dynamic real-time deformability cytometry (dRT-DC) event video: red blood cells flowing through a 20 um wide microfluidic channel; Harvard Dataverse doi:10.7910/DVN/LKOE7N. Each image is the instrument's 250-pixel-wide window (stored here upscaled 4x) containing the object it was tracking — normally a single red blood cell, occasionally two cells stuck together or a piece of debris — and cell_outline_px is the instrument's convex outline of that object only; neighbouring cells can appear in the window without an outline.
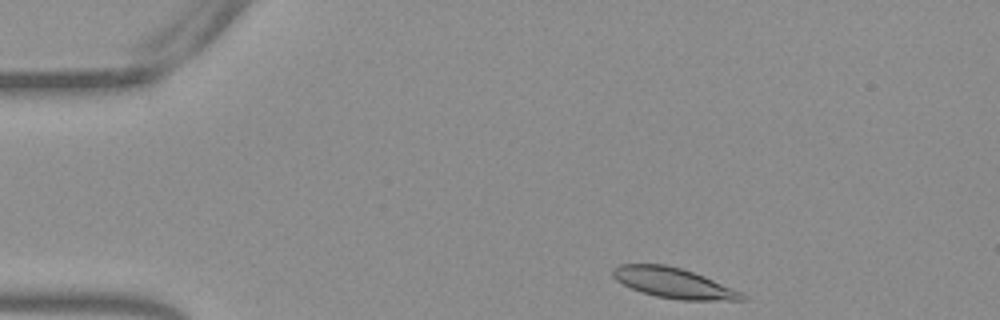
{"species": "Egyptian fruit bat (a non-hibernating species)", "species_latin": "Rousettus aegyptiacus", "temperature_condition": "warm", "stored_images_in_passage": 39, "camera_frame_rate_fps": 3000, "um_per_image_px": 0.085, "frame": {"image": 1, "passage_image": 1, "time_ms": 0.0, "image_size_px": [1000, 320], "cell_outline_px": [[748, 296], [744, 300], [680, 300], [656, 296], [640, 292], [616, 280], [612, 276], [612, 268], [620, 264], [668, 264], [704, 276], [732, 288]], "centroid_in_image_um": [57.22, 24.05], "position_along_channel_um": 27.8, "area_um2": 22.66}}
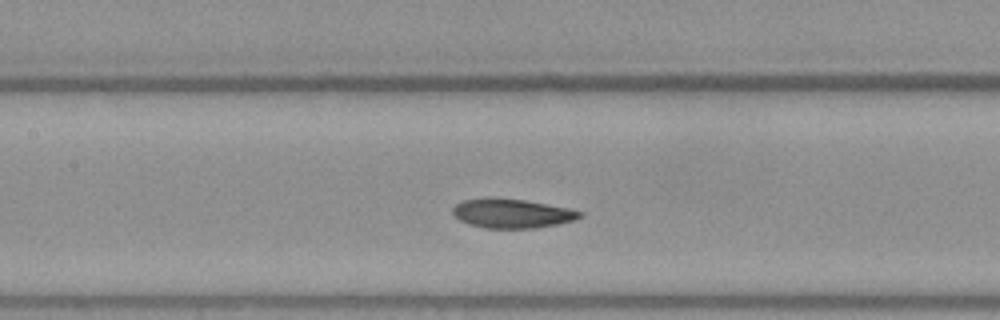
{"frame": {"image": 2, "passage_image": 17, "time_ms": 5.333, "image_size_px": [1000, 320], "cell_outline_px": [[584, 216], [576, 220], [536, 228], [484, 228], [468, 224], [460, 220], [452, 212], [452, 208], [456, 204], [464, 200], [488, 196], [492, 196], [524, 200], [568, 208], [584, 212]], "centroid_in_image_um": [43.51, 18.13], "position_along_channel_um": 163.9, "area_um2": 21.91}}
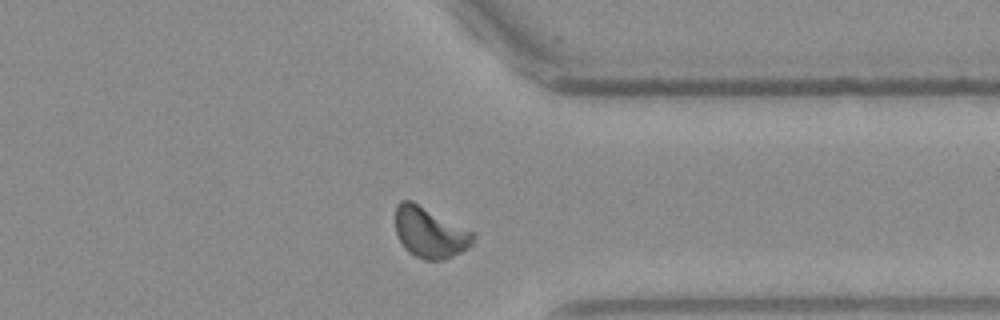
{"frame": {"image": 3, "passage_image": 34, "time_ms": 11.0, "image_size_px": [1000, 320], "cell_outline_px": [[476, 236], [472, 244], [460, 252], [444, 260], [424, 260], [408, 252], [404, 248], [396, 232], [396, 204], [400, 200], [412, 200], [472, 232]], "centroid_in_image_um": [36.51, 19.76], "position_along_channel_um": 374.9, "area_um2": 22.72}, "authors_computed_cell_mechanics": {"area_um2": 22.3108, "velocity_mm_per_s": 3.7968, "shape_relaxation_time_tau1_ms": 3.9495, "shape_relaxation_time_tau2_ms": 1.5529, "deformation_change_tau1": 0.1292, "deformation_change_tau2": 0.0665}}